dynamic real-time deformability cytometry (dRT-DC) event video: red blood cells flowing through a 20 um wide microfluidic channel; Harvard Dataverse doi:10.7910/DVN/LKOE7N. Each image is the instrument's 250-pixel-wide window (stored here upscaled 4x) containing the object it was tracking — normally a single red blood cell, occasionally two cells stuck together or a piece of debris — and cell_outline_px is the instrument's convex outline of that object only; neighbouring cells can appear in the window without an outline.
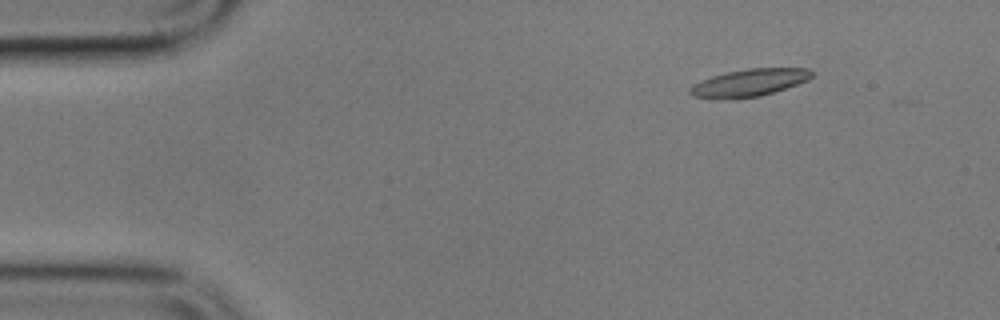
{"species": "common noctule bat (a hibernating species)", "species_latin": "Nyctalus noctula", "temperature_condition": "cold", "stored_images_in_passage": 5, "camera_frame_rate_fps": 3000, "um_per_image_px": 0.085, "animal": {"sex": "male", "body_mass_g": 17.9}, "frame": {"image": 1, "passage_image": 2, "time_ms": 1.333, "image_size_px": [1000, 320], "cell_outline_px": [[812, 76], [808, 80], [760, 96], [736, 100], [716, 100], [692, 96], [688, 92], [688, 88], [692, 84], [700, 80], [712, 76], [728, 72], [748, 68], [808, 68], [812, 72]], "centroid_in_image_um": [63.58, 7.06], "position_along_channel_um": 21.4, "area_um2": 19.77}}
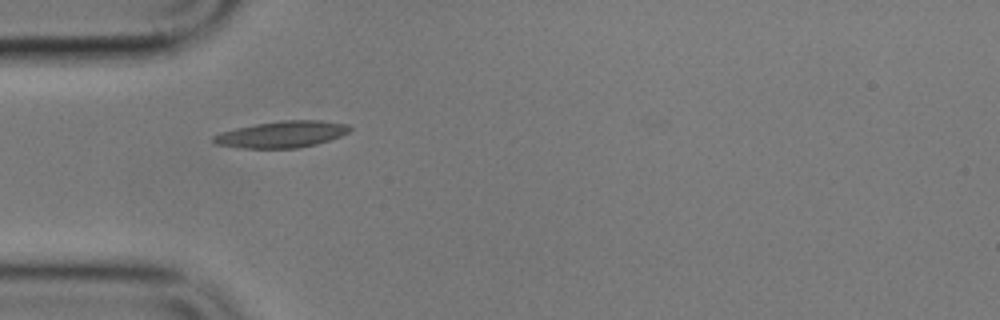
{"frame": {"image": 2, "passage_image": 4, "time_ms": 4.667, "image_size_px": [1000, 320], "cell_outline_px": [[352, 128], [348, 132], [340, 136], [316, 144], [296, 148], [244, 148], [216, 144], [212, 140], [212, 136], [220, 132], [236, 128], [256, 124], [280, 120], [320, 120], [348, 124]], "centroid_in_image_um": [23.95, 11.41], "position_along_channel_um": 61.1, "area_um2": 20.98}}
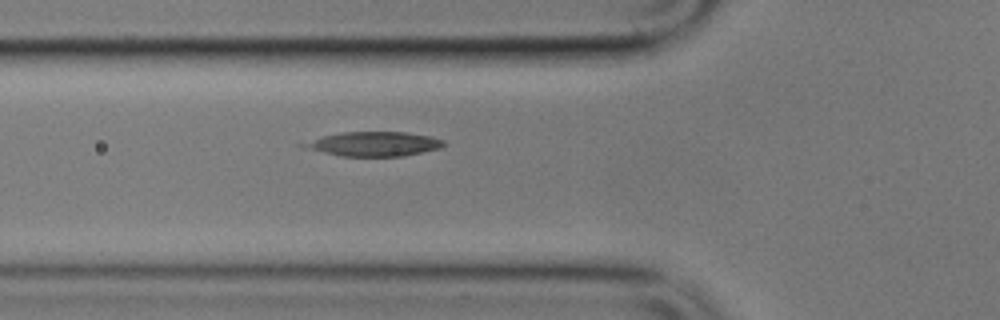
{"frame": {"image": 3, "passage_image": 5, "time_ms": 5.667, "image_size_px": [1000, 320], "cell_outline_px": [[444, 144], [440, 148], [404, 156], [340, 156], [324, 152], [296, 144], [324, 136], [344, 132], [408, 132], [432, 136], [444, 140]], "centroid_in_image_um": [31.82, 12.23], "position_along_channel_um": 94.0, "area_um2": 19.71}}